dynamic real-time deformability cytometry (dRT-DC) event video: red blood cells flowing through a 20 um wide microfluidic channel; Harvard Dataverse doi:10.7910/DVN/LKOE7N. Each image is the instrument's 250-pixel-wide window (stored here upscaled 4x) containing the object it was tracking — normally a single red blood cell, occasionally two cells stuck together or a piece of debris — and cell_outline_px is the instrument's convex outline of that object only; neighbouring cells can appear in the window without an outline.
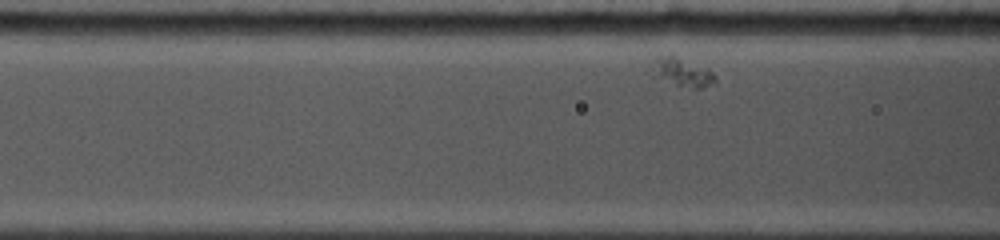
{"species": "common noctule bat (a hibernating species)", "species_latin": "Nyctalus noctula", "temperature_condition": "cold", "stored_images_in_passage": 41, "camera_frame_rate_fps": 5000, "um_per_image_px": 0.085, "animal": {"sex": "female", "body_mass_g": 19.0, "forearm_length_mm": 53.3}, "frame": {"image": 1, "passage_image": 7, "time_ms": 1.4, "image_size_px": [1000, 240], "cell_outline_px": [[716, 84], [704, 88], [692, 88], [676, 84], [652, 76], [648, 72], [648, 68], [656, 56], [672, 52], [712, 72], [716, 76]], "centroid_in_image_um": [57.89, 6.09], "position_along_channel_um": 108.7, "area_um2": 11.16}}
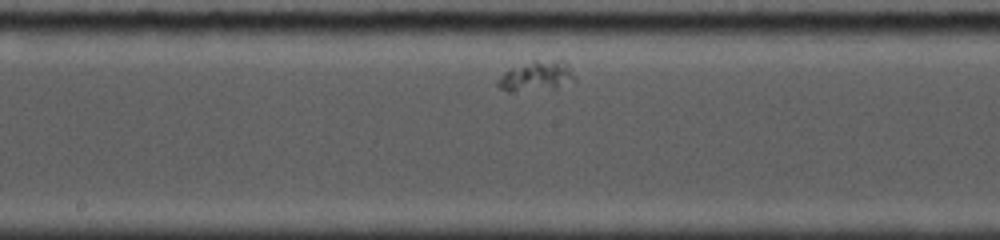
{"frame": {"image": 2, "passage_image": 18, "time_ms": 4.4, "image_size_px": [1000, 240], "cell_outline_px": [[576, 80], [556, 88], [508, 92], [500, 88], [496, 84], [496, 80], [508, 68], [532, 60], [564, 56]], "centroid_in_image_um": [45.62, 6.4], "position_along_channel_um": 202.6, "area_um2": 14.22}}
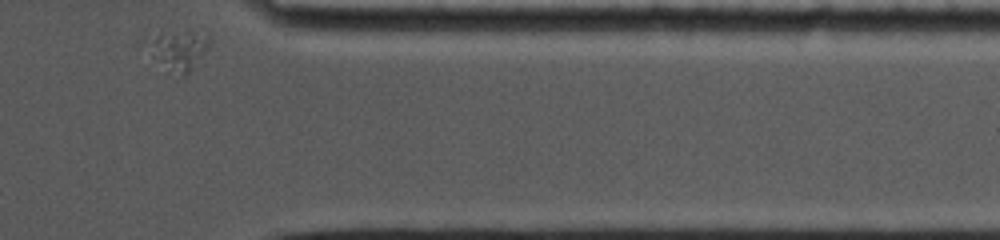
{"frame": {"image": 3, "passage_image": 41, "time_ms": 10.4, "image_size_px": [1000, 240], "cell_outline_px": [[212, 36], [204, 52], [188, 72], [184, 76], [152, 56], [152, 40], [160, 32], [192, 32]], "centroid_in_image_um": [15.27, 4.2], "position_along_channel_um": 396.1, "area_um2": 12.72}}